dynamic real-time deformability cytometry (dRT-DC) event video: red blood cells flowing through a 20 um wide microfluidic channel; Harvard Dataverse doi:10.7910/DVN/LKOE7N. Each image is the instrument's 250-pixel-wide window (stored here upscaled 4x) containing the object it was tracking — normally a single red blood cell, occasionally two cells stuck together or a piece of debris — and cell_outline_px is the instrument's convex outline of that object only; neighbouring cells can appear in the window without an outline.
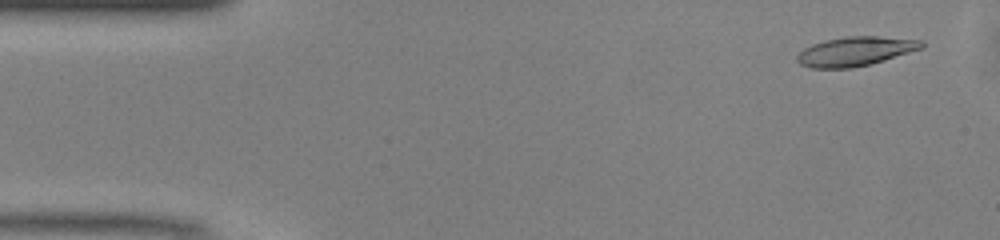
{"species": "common noctule bat (a hibernating species)", "species_latin": "Nyctalus noctula", "temperature_condition": "warm", "stored_images_in_passage": 39, "camera_frame_rate_fps": 3000, "um_per_image_px": 0.085, "animal": {"sex": "male", "body_mass_g": 13.0, "forearm_length_mm": 53.1}, "frame": {"image": 1, "passage_image": 3, "time_ms": 0.667, "image_size_px": [1000, 240], "cell_outline_px": [[924, 48], [872, 64], [852, 68], [812, 68], [800, 64], [796, 60], [796, 56], [804, 48], [812, 44], [828, 40], [848, 36], [876, 36], [920, 40], [924, 44]], "centroid_in_image_um": [72.71, 4.37], "position_along_channel_um": 12.3, "area_um2": 21.15}}
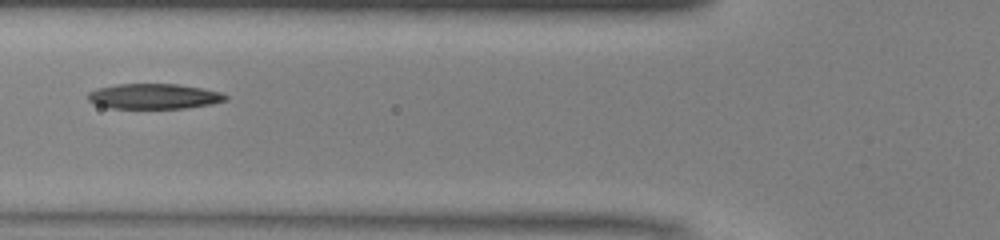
{"frame": {"image": 2, "passage_image": 18, "time_ms": 5.667, "image_size_px": [1000, 240], "cell_outline_px": [[228, 100], [212, 104], [184, 108], [108, 108], [96, 104], [88, 100], [88, 92], [96, 88], [116, 84], [176, 84], [200, 88], [220, 92], [228, 96]], "centroid_in_image_um": [13.07, 8.19], "position_along_channel_um": 112.7, "area_um2": 20.23}}
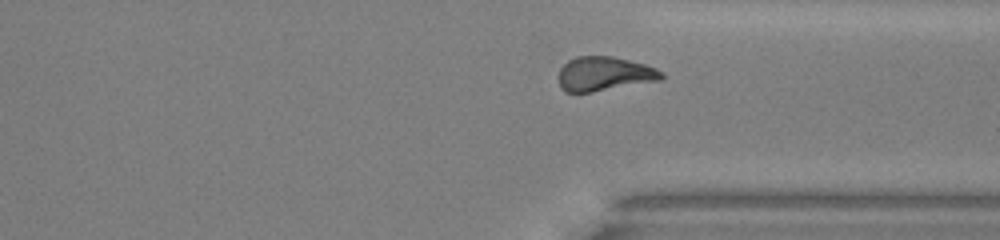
{"frame": {"image": 3, "passage_image": 36, "time_ms": 11.667, "image_size_px": [1000, 240], "cell_outline_px": [[664, 76], [660, 80], [592, 92], [564, 92], [560, 88], [560, 68], [568, 60], [576, 56], [612, 56], [644, 64], [656, 68], [664, 72]], "centroid_in_image_um": [51.37, 6.27], "position_along_channel_um": 360.0, "area_um2": 20.46}, "authors_computed_cell_mechanics": {"area_um2": 20.7502, "velocity_mm_per_s": 4.13, "shape_relaxation_time_tau1_ms": 5.532, "shape_relaxation_time_tau2_ms": 5.3321, "deformation_change_tau1": 0.1865, "deformation_change_tau2": 0.1354}}